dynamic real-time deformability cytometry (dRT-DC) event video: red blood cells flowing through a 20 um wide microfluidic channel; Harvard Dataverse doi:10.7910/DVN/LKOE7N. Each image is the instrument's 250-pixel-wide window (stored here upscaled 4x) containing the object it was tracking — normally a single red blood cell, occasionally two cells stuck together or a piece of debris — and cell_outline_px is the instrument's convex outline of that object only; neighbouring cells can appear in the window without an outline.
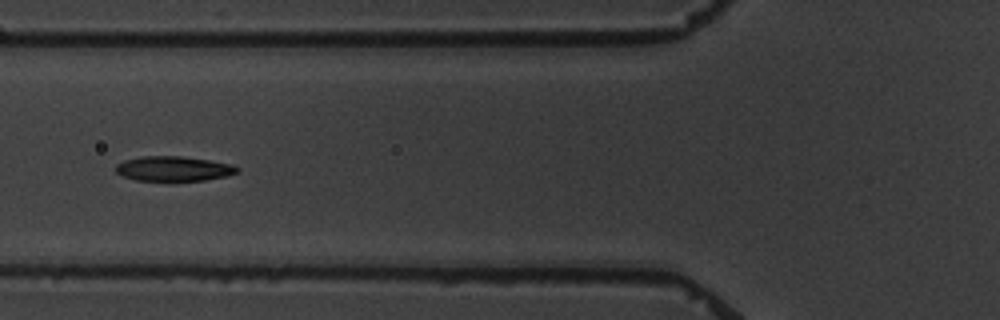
{"species": "common noctule bat (a hibernating species)", "species_latin": "Nyctalus noctula", "temperature_condition": "warm", "stored_images_in_passage": 6, "camera_frame_rate_fps": 3000, "um_per_image_px": 0.085, "animal": {"sex": "male", "body_mass_g": 19.5, "forearm_length_mm": 54.6}, "frame": {"image": 1, "passage_image": 6, "time_ms": 6.333, "image_size_px": [1000, 320], "cell_outline_px": [[240, 172], [228, 176], [204, 180], [172, 184], [168, 184], [136, 180], [124, 176], [116, 172], [116, 164], [124, 160], [140, 156], [180, 156], [208, 160], [232, 164], [240, 168]], "centroid_in_image_um": [14.77, 14.39], "position_along_channel_um": 111.0, "area_um2": 18.55}}